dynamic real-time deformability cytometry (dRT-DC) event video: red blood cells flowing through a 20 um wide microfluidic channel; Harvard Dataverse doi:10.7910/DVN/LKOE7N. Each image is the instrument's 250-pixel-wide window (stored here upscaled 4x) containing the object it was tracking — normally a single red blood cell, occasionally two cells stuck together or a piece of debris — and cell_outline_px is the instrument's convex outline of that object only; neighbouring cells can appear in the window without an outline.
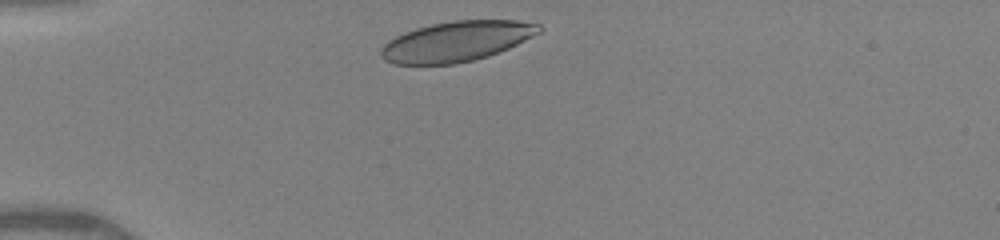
{"species": "human", "species_latin": "Homo sapiens", "temperature_condition": "warm", "stored_images_in_passage": 32, "camera_frame_rate_fps": 3000, "um_per_image_px": 0.085, "donor": {"sex": "female"}, "frame": {"image": 1, "passage_image": 2, "time_ms": 0.333, "image_size_px": [1000, 240], "cell_outline_px": [[544, 28], [540, 32], [508, 48], [488, 56], [456, 64], [392, 64], [384, 60], [380, 56], [380, 48], [388, 40], [404, 32], [416, 28], [432, 24], [452, 20], [516, 20], [540, 24]], "centroid_in_image_um": [38.78, 3.51], "position_along_channel_um": 46.2, "area_um2": 37.05}}
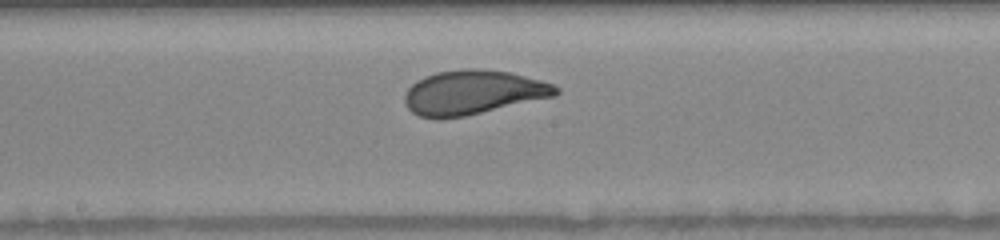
{"frame": {"image": 2, "passage_image": 16, "time_ms": 5.0, "image_size_px": [1000, 240], "cell_outline_px": [[560, 92], [556, 96], [464, 116], [440, 120], [436, 120], [420, 116], [412, 112], [404, 104], [404, 92], [416, 80], [424, 76], [436, 72], [464, 68], [476, 68], [512, 72], [540, 80], [552, 84], [560, 88]], "centroid_in_image_um": [40.17, 7.85], "position_along_channel_um": 208.0, "area_um2": 39.48}}
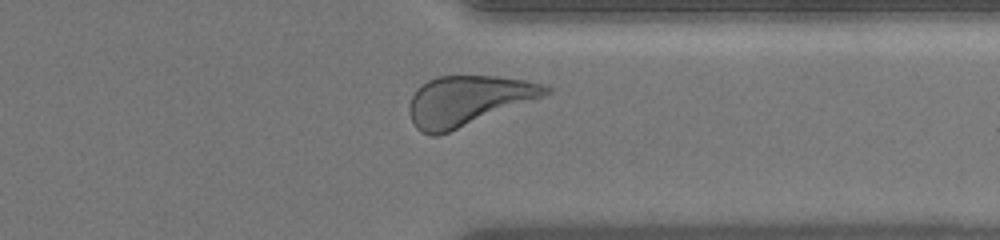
{"frame": {"image": 3, "passage_image": 28, "time_ms": 9.0, "image_size_px": [1000, 240], "cell_outline_px": [[552, 92], [544, 96], [448, 132], [436, 136], [432, 136], [420, 132], [416, 128], [408, 112], [408, 108], [412, 96], [416, 88], [428, 80], [440, 76], [496, 76], [524, 80], [544, 84], [552, 88]], "centroid_in_image_um": [39.75, 8.55], "position_along_channel_um": 371.7, "area_um2": 39.36}, "authors_computed_cell_mechanics": {"area_um2": 38.8127, "velocity_mm_per_s": 4.0853, "shape_relaxation_time_tau1_ms": 2.0953, "shape_relaxation_time_tau2_ms": null, "deformation_change_tau1": 0.1326, "deformation_change_tau2": null}}